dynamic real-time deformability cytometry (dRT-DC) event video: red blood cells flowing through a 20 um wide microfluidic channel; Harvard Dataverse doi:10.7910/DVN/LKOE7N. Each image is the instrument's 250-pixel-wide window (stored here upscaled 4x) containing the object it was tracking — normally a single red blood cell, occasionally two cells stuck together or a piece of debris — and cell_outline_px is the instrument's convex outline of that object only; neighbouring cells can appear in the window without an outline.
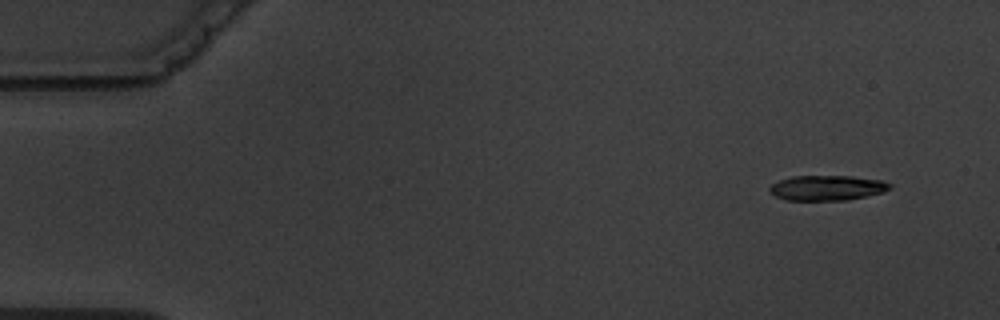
{"species": "common noctule bat (a hibernating species)", "species_latin": "Nyctalus noctula", "temperature_condition": "warm", "stored_images_in_passage": 4, "camera_frame_rate_fps": 3000, "um_per_image_px": 0.085, "animal": {"sex": "male", "body_mass_g": 19.5, "forearm_length_mm": 54.6}, "frame": {"image": 1, "passage_image": 1, "time_ms": 0.0, "image_size_px": [1000, 320], "cell_outline_px": [[892, 188], [884, 192], [868, 196], [848, 200], [784, 200], [768, 192], [768, 188], [772, 184], [780, 180], [792, 176], [852, 176], [880, 180], [892, 184]], "centroid_in_image_um": [70.31, 15.97], "position_along_channel_um": 14.7, "area_um2": 17.74}}
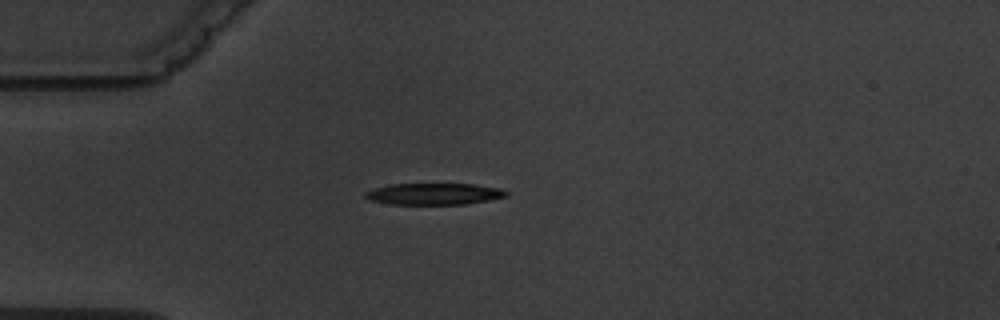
{"frame": {"image": 2, "passage_image": 4, "time_ms": 3.667, "image_size_px": [1000, 320], "cell_outline_px": [[508, 196], [468, 204], [388, 204], [368, 200], [364, 196], [364, 192], [388, 184], [472, 184], [500, 188], [508, 192]], "centroid_in_image_um": [36.87, 16.48], "position_along_channel_um": 48.1, "area_um2": 17.74}}